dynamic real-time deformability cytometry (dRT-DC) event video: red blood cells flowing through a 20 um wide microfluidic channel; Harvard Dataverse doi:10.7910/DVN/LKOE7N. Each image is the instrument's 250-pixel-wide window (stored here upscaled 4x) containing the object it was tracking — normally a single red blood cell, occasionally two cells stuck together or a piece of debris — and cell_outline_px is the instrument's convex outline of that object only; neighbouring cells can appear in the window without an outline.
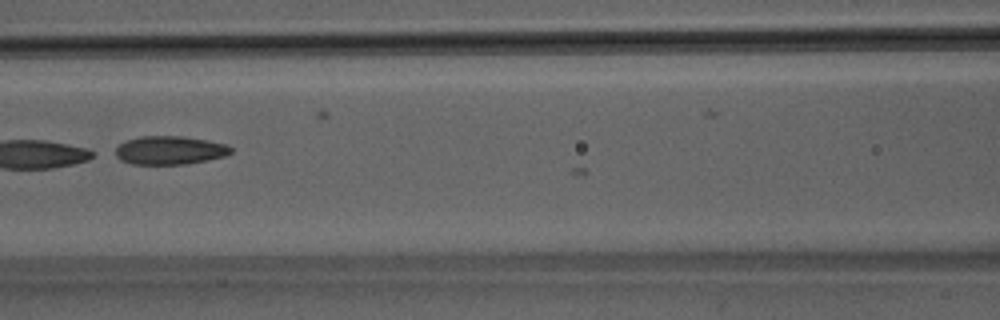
{"species": "Egyptian fruit bat (a non-hibernating species)", "species_latin": "Rousettus aegyptiacus", "temperature_condition": "room temperature", "stored_images_in_passage": 9, "camera_frame_rate_fps": 3000, "um_per_image_px": 0.085, "animal": {"sex": "male"}, "frame": {"image": 1, "passage_image": 8, "time_ms": 2.333, "image_size_px": [1000, 320], "cell_outline_px": [[232, 152], [224, 156], [188, 164], [132, 164], [120, 160], [108, 152], [120, 144], [128, 140], [140, 136], [184, 136], [224, 144], [232, 148]], "centroid_in_image_um": [14.32, 12.78], "position_along_channel_um": 152.3, "area_um2": 19.31}}